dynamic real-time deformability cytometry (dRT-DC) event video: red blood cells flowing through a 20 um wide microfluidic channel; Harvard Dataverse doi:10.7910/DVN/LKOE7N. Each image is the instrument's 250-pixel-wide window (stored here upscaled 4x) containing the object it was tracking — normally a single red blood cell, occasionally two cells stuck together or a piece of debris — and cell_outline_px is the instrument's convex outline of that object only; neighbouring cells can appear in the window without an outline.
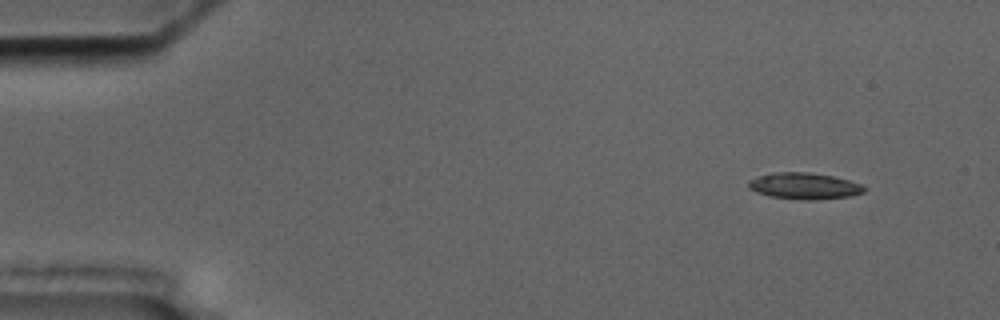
{"species": "common noctule bat (a hibernating species)", "species_latin": "Nyctalus noctula", "temperature_condition": "cold", "stored_images_in_passage": 14, "camera_frame_rate_fps": 3000, "um_per_image_px": 0.085, "animal": {"sex": "male", "body_mass_g": 17.5, "forearm_length_mm": 52.3}, "frame": {"image": 1, "passage_image": 1, "time_ms": 0.0, "image_size_px": [1000, 320], "cell_outline_px": [[864, 192], [848, 196], [812, 200], [808, 200], [772, 196], [756, 192], [748, 188], [748, 180], [772, 172], [808, 172], [832, 176], [848, 180], [860, 184], [864, 188]], "centroid_in_image_um": [68.32, 15.79], "position_along_channel_um": 16.7, "area_um2": 17.46}}
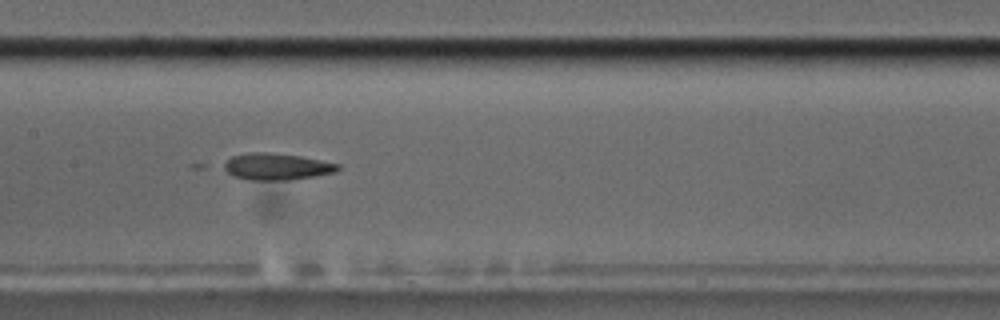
{"frame": {"image": 2, "passage_image": 7, "time_ms": 7.667, "image_size_px": [1000, 320], "cell_outline_px": [[340, 168], [336, 172], [288, 180], [248, 180], [232, 176], [220, 164], [232, 156], [248, 152], [264, 152], [300, 156], [340, 164]], "centroid_in_image_um": [23.46, 14.16], "position_along_channel_um": 183.9, "area_um2": 17.74}}
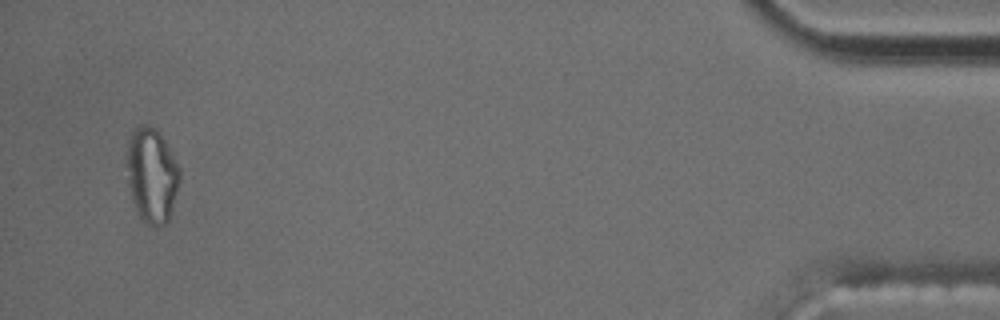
{"frame": {"image": 3, "passage_image": 14, "time_ms": 16.667, "image_size_px": [1000, 320], "cell_outline_px": [[180, 180], [168, 220], [164, 224], [156, 228], [148, 224], [140, 216], [132, 200], [128, 184], [124, 164], [124, 160], [128, 140], [132, 132], [140, 124], [148, 124], [156, 128], [160, 132], [180, 168]], "centroid_in_image_um": [12.86, 14.84], "position_along_channel_um": 422.3, "area_um2": 29.65}, "authors_computed_cell_mechanics": {"area_um2": 17.8891, "velocity_mm_per_s": 3.5195, "shape_relaxation_time_tau1_ms": null, "shape_relaxation_time_tau2_ms": 5.2819, "deformation_change_tau1": null, "deformation_change_tau2": 0.1191}}